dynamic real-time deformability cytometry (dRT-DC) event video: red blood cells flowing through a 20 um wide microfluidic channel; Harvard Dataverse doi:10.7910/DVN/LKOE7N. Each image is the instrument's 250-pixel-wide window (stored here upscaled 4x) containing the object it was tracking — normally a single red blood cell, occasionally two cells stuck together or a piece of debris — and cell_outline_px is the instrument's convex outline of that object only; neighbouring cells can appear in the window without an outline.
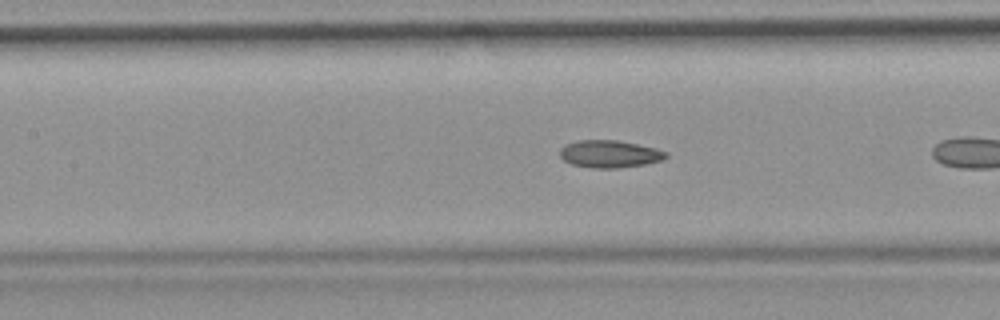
{"species": "common noctule bat (a hibernating species)", "species_latin": "Nyctalus noctula", "temperature_condition": "room temperature", "stored_images_in_passage": 10, "camera_frame_rate_fps": 3000, "um_per_image_px": 0.085, "animal": {"sex": "female", "body_mass_g": 19.9}, "frame": {"image": 1, "passage_image": 9, "time_ms": 2.667, "image_size_px": [1000, 320], "cell_outline_px": [[668, 156], [664, 160], [644, 164], [616, 168], [592, 168], [572, 164], [564, 160], [560, 156], [560, 148], [564, 144], [580, 140], [616, 140], [656, 148], [668, 152]], "centroid_in_image_um": [51.82, 13.08], "position_along_channel_um": 155.6, "area_um2": 16.94}}